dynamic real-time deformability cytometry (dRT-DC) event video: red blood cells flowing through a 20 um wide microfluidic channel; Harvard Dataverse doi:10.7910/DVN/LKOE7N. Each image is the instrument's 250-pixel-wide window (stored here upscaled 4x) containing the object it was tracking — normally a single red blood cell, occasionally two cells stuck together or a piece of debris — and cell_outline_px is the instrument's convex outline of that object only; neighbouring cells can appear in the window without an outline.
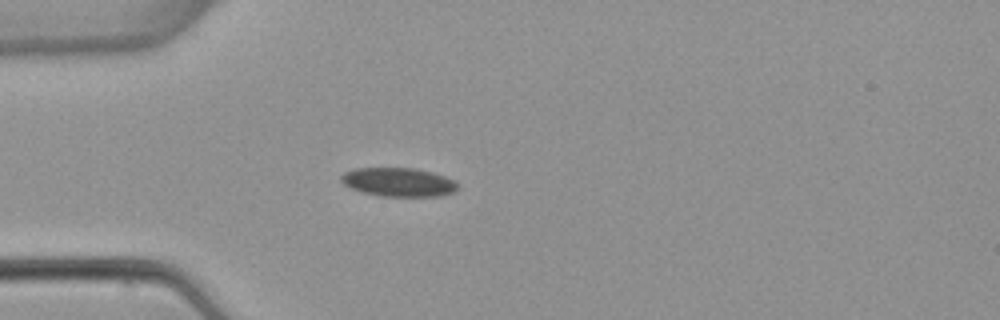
{"species": "common noctule bat (a hibernating species)", "species_latin": "Nyctalus noctula", "temperature_condition": "warm", "stored_images_in_passage": 4, "camera_frame_rate_fps": 3000, "um_per_image_px": 0.085, "animal": {"sex": "female", "body_mass_g": 22.7, "forearm_length_mm": 54.2}, "frame": {"image": 1, "passage_image": 3, "time_ms": 3.0, "image_size_px": [1000, 320], "cell_outline_px": [[456, 188], [452, 192], [440, 196], [380, 196], [364, 192], [352, 188], [344, 184], [340, 180], [340, 176], [344, 172], [356, 168], [412, 168], [432, 172], [456, 180]], "centroid_in_image_um": [33.85, 15.47], "position_along_channel_um": 51.1, "area_um2": 19.36}}